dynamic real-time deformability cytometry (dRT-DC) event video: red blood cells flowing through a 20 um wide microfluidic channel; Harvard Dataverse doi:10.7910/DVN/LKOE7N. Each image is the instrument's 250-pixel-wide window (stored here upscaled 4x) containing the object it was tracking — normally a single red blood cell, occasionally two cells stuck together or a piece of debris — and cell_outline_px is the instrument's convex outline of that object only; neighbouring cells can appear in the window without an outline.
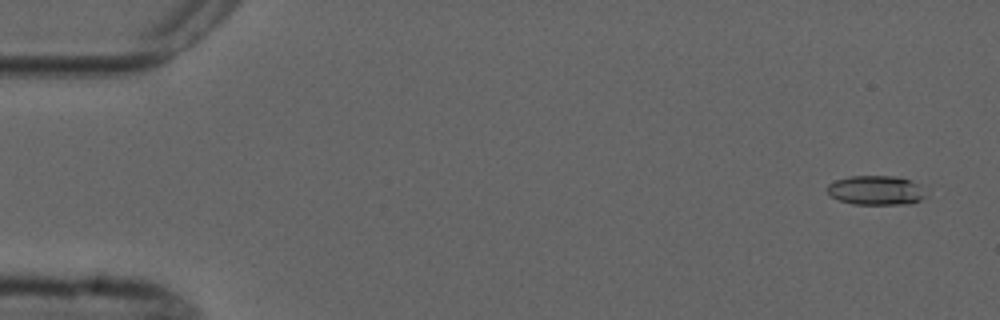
{"species": "common noctule bat (a hibernating species)", "species_latin": "Nyctalus noctula", "temperature_condition": "cold", "stored_images_in_passage": 5, "camera_frame_rate_fps": 3000, "um_per_image_px": 0.085, "animal": {"sex": "male", "forearm_length_mm": 52.5}, "frame": {"image": 1, "passage_image": 1, "time_ms": 0.0, "image_size_px": [1000, 320], "cell_outline_px": [[924, 196], [920, 200], [912, 204], [852, 204], [840, 200], [832, 196], [828, 192], [828, 184], [836, 180], [848, 176], [900, 176], [920, 184]], "centroid_in_image_um": [74.47, 16.17], "position_along_channel_um": 10.5, "area_um2": 16.82}}
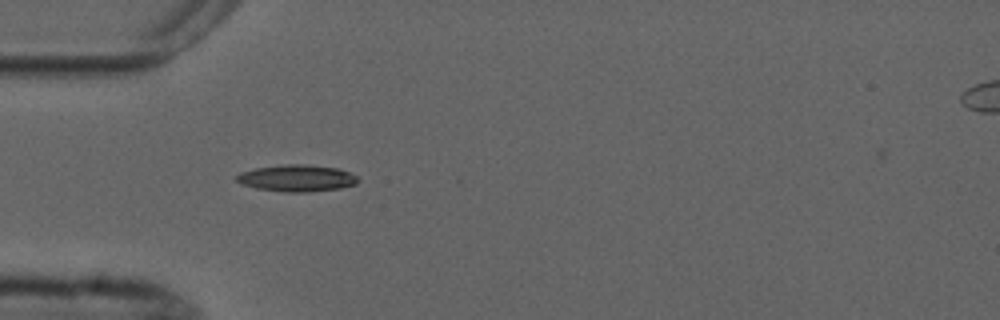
{"frame": {"image": 2, "passage_image": 5, "time_ms": 4.667, "image_size_px": [1000, 320], "cell_outline_px": [[360, 180], [356, 184], [340, 188], [308, 192], [288, 192], [256, 188], [240, 184], [236, 180], [236, 176], [240, 172], [256, 168], [284, 164], [308, 164], [340, 168], [356, 176]], "centroid_in_image_um": [25.24, 15.13], "position_along_channel_um": 59.8, "area_um2": 19.02}}